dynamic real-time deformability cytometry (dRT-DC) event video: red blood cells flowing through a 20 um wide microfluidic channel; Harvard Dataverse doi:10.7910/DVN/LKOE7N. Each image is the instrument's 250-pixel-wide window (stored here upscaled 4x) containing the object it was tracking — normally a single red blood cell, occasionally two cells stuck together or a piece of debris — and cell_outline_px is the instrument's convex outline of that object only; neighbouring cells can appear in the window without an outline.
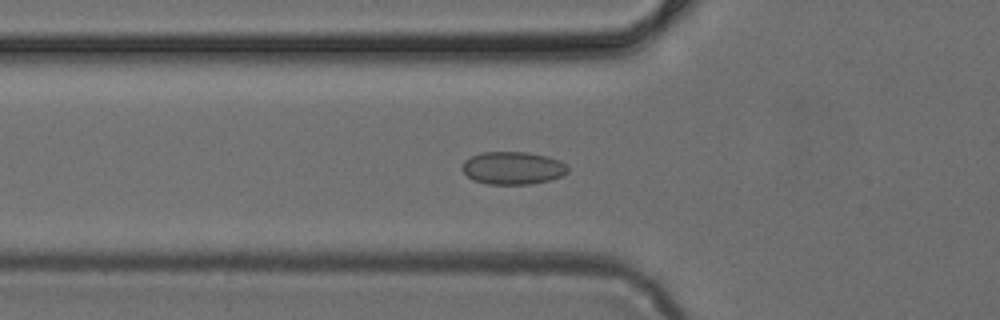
{"species": "common noctule bat (a hibernating species)", "species_latin": "Nyctalus noctula", "temperature_condition": "cold", "stored_images_in_passage": 49, "camera_frame_rate_fps": 3000, "um_per_image_px": 0.085, "animal": {"sex": "female", "body_mass_g": 24.6, "forearm_length_mm": 56.2}, "frame": {"image": 1, "passage_image": 17, "time_ms": 5.333, "image_size_px": [1000, 320], "cell_outline_px": [[568, 172], [564, 176], [548, 180], [528, 184], [488, 184], [472, 180], [460, 168], [464, 160], [480, 152], [524, 152], [548, 156], [560, 160], [568, 164]], "centroid_in_image_um": [43.6, 14.28], "position_along_channel_um": 82.2, "area_um2": 20.35}}
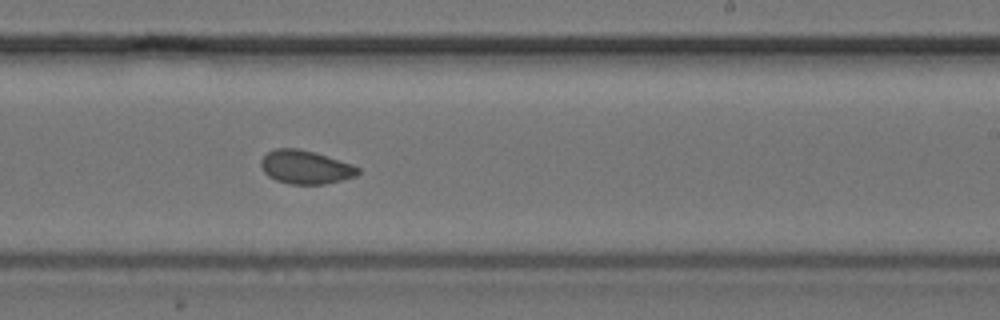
{"frame": {"image": 2, "passage_image": 30, "time_ms": 9.667, "image_size_px": [1000, 320], "cell_outline_px": [[360, 172], [356, 176], [324, 184], [288, 184], [276, 180], [268, 176], [264, 172], [260, 164], [260, 160], [268, 152], [276, 148], [296, 148], [312, 152], [352, 164], [360, 168]], "centroid_in_image_um": [25.95, 14.21], "position_along_channel_um": 263.1, "area_um2": 18.79}}
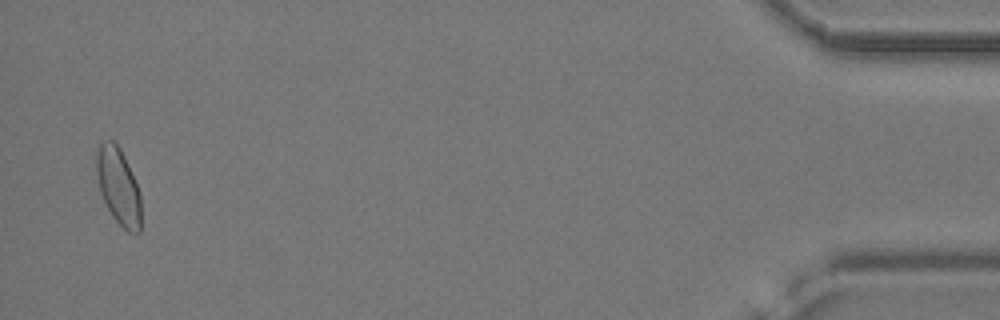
{"frame": {"image": 3, "passage_image": 48, "time_ms": 15.667, "image_size_px": [1000, 320], "cell_outline_px": [[140, 232], [128, 232], [112, 216], [100, 192], [96, 172], [96, 152], [100, 144], [104, 140], [112, 140], [120, 148], [124, 156], [140, 192]], "centroid_in_image_um": [10.05, 15.81], "position_along_channel_um": 425.1, "area_um2": 19.65}}